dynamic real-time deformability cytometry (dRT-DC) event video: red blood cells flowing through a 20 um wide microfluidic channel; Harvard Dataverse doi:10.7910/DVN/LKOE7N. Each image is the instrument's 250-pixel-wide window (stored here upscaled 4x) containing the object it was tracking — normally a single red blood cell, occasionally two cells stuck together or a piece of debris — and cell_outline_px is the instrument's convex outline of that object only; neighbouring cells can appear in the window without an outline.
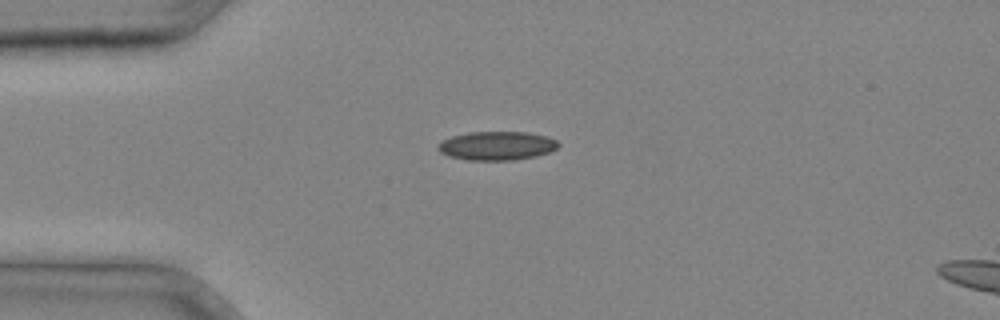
{"species": "common noctule bat (a hibernating species)", "species_latin": "Nyctalus noctula", "temperature_condition": "cold", "stored_images_in_passage": 27, "camera_frame_rate_fps": 3000, "um_per_image_px": 0.085, "animal": {"sex": "male", "body_mass_g": 20.4}, "frame": {"image": 1, "passage_image": 1, "time_ms": 0.0, "image_size_px": [1000, 320], "cell_outline_px": [[560, 144], [556, 148], [548, 152], [536, 156], [512, 160], [468, 160], [452, 156], [440, 152], [436, 148], [444, 140], [452, 136], [468, 132], [528, 132], [548, 136], [556, 140]], "centroid_in_image_um": [42.26, 12.38], "position_along_channel_um": 42.7, "area_um2": 20.0}}
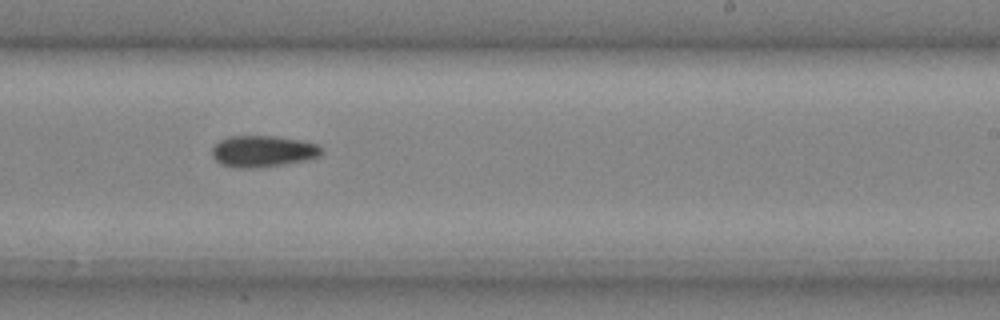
{"frame": {"image": 2, "passage_image": 15, "time_ms": 4.667, "image_size_px": [1000, 320], "cell_outline_px": [[324, 152], [320, 156], [308, 160], [284, 164], [256, 168], [236, 168], [220, 164], [212, 156], [212, 148], [220, 140], [228, 136], [276, 136], [300, 140], [316, 144]], "centroid_in_image_um": [22.34, 12.86], "position_along_channel_um": 266.7, "area_um2": 20.17}}
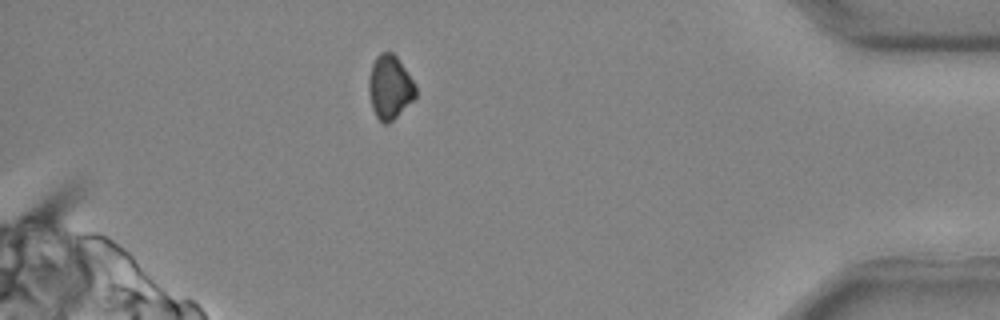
{"frame": {"image": 3, "passage_image": 25, "time_ms": 8.0, "image_size_px": [1000, 320], "cell_outline_px": [[416, 100], [388, 124], [384, 124], [376, 116], [372, 108], [368, 92], [368, 76], [372, 64], [376, 56], [380, 52], [392, 52], [396, 56], [416, 84]], "centroid_in_image_um": [33.14, 7.42], "position_along_channel_um": 402.1, "area_um2": 17.8}}